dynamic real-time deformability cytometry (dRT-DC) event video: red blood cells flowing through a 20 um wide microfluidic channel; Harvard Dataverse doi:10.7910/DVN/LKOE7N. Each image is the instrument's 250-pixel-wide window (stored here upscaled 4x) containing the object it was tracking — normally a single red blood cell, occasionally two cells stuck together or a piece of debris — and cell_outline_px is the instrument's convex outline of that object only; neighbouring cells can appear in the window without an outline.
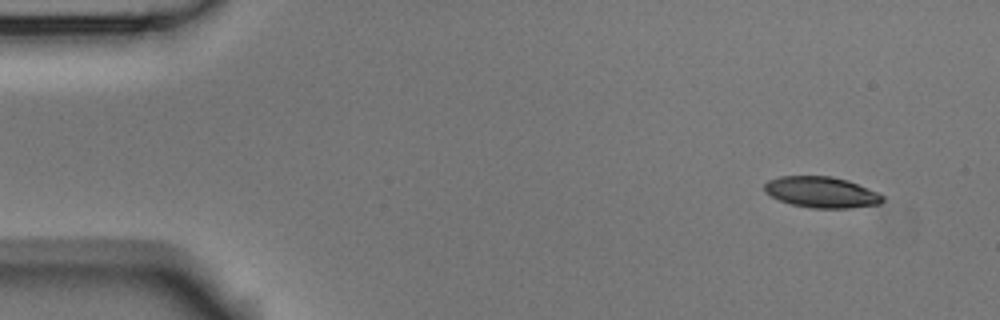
{"species": "Egyptian fruit bat (a non-hibernating species)", "species_latin": "Rousettus aegyptiacus", "temperature_condition": "room temperature", "stored_images_in_passage": 4, "camera_frame_rate_fps": 3000, "um_per_image_px": 0.085, "animal": {"sex": "male"}, "frame": {"image": 1, "passage_image": 1, "time_ms": 0.0, "image_size_px": [1000, 320], "cell_outline_px": [[884, 200], [880, 204], [848, 208], [812, 208], [792, 204], [780, 200], [764, 192], [764, 184], [768, 180], [780, 176], [832, 176], [848, 180], [880, 192], [884, 196]], "centroid_in_image_um": [69.86, 16.33], "position_along_channel_um": 15.1, "area_um2": 21.5}}
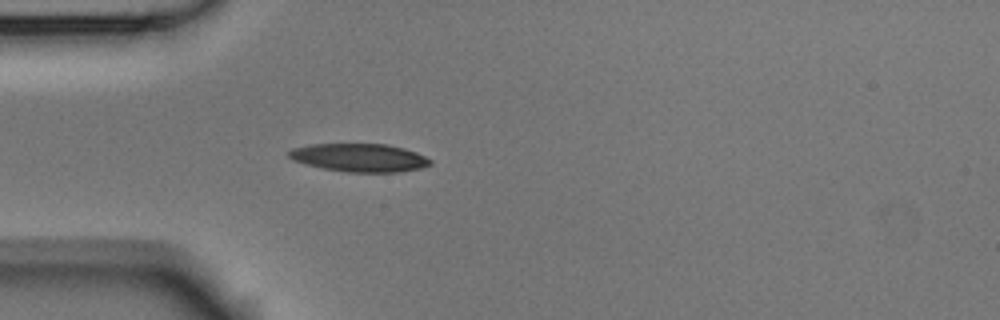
{"frame": {"image": 2, "passage_image": 4, "time_ms": 1.0, "image_size_px": [1000, 320], "cell_outline_px": [[432, 164], [420, 168], [400, 172], [348, 172], [324, 168], [292, 160], [288, 156], [288, 152], [292, 148], [312, 144], [388, 144], [404, 148], [416, 152], [432, 160]], "centroid_in_image_um": [30.58, 13.4], "position_along_channel_um": 54.4, "area_um2": 23.12}}